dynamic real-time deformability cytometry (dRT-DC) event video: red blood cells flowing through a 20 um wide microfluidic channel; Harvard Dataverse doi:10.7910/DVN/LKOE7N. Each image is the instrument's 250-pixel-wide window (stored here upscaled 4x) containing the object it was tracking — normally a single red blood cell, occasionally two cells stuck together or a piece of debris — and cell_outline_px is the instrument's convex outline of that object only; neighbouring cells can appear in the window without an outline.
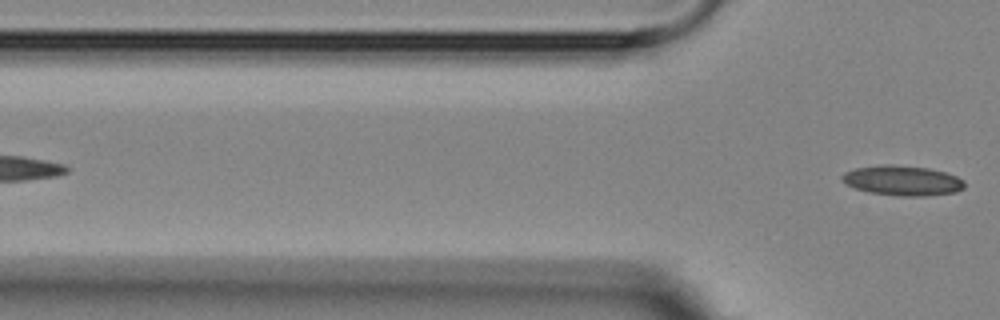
{"species": "Egyptian fruit bat (a non-hibernating species)", "species_latin": "Rousettus aegyptiacus", "temperature_condition": "room temperature", "stored_images_in_passage": 4, "camera_frame_rate_fps": 3000, "um_per_image_px": 0.085, "animal": {"sex": "female"}, "frame": {"image": 1, "passage_image": 4, "time_ms": 3.667, "image_size_px": [1000, 320], "cell_outline_px": [[964, 188], [956, 192], [928, 196], [900, 196], [868, 192], [856, 188], [840, 180], [840, 176], [844, 172], [856, 168], [884, 164], [888, 164], [928, 168], [944, 172], [956, 176], [964, 180]], "centroid_in_image_um": [76.7, 15.35], "position_along_channel_um": 49.1, "area_um2": 21.39}}